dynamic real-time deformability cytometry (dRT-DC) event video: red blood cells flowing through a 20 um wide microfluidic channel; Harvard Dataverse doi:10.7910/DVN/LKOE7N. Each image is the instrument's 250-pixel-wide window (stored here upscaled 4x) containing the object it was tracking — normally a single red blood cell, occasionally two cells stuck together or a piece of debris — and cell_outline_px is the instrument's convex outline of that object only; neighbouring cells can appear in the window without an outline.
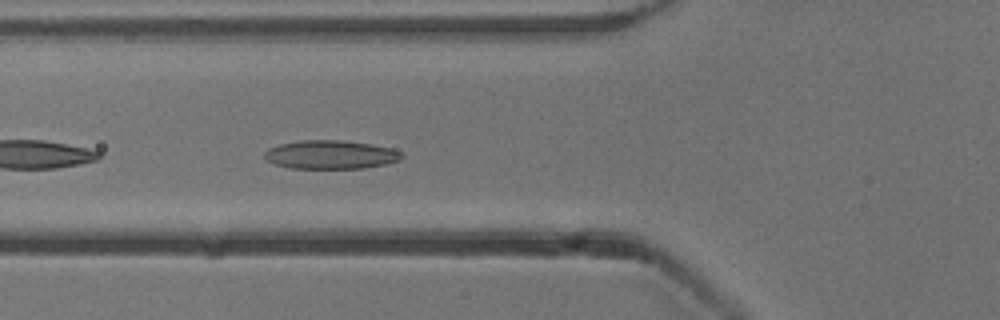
{"species": "common noctule bat (a hibernating species)", "species_latin": "Nyctalus noctula", "temperature_condition": "cold", "stored_images_in_passage": 38, "camera_frame_rate_fps": 3000, "um_per_image_px": 0.085, "animal": {"sex": "male", "body_mass_g": 13.3}, "frame": {"image": 1, "passage_image": 4, "time_ms": 1.0, "image_size_px": [1000, 320], "cell_outline_px": [[404, 156], [400, 160], [384, 164], [364, 168], [288, 168], [264, 160], [264, 152], [268, 148], [280, 144], [300, 140], [344, 140], [372, 144], [392, 148], [400, 152]], "centroid_in_image_um": [28.08, 13.14], "position_along_channel_um": 97.7, "area_um2": 23.0}}
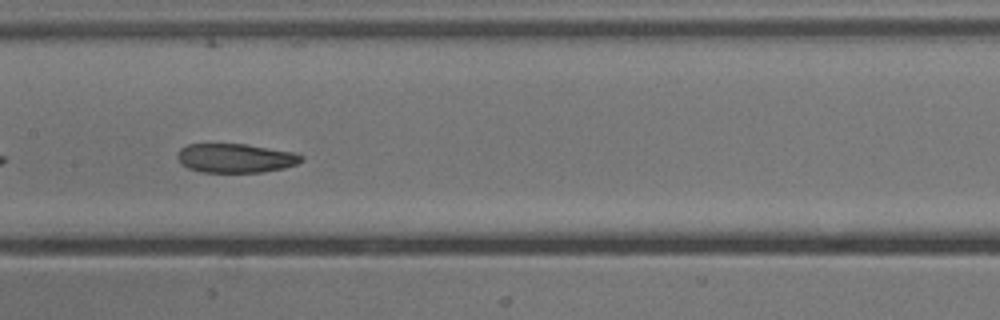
{"frame": {"image": 2, "passage_image": 11, "time_ms": 3.333, "image_size_px": [1000, 320], "cell_outline_px": [[304, 160], [296, 164], [284, 168], [264, 172], [200, 172], [188, 168], [180, 164], [176, 156], [180, 148], [188, 144], [248, 144], [296, 152], [304, 156]], "centroid_in_image_um": [20.03, 13.44], "position_along_channel_um": 187.4, "area_um2": 21.33}}
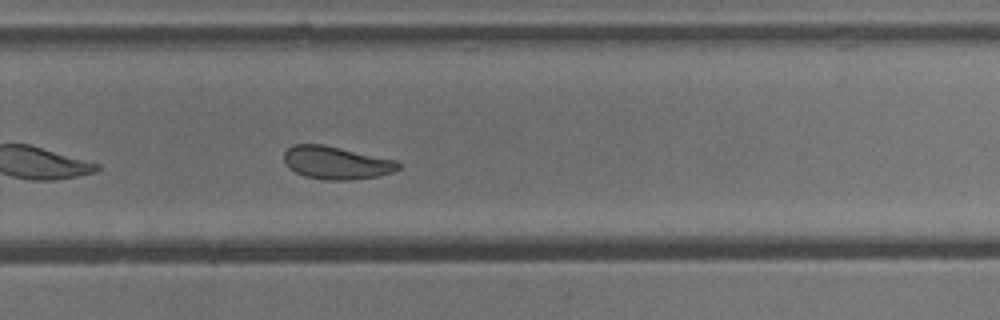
{"frame": {"image": 3, "passage_image": 20, "time_ms": 6.333, "image_size_px": [1000, 320], "cell_outline_px": [[400, 168], [392, 172], [376, 176], [348, 180], [324, 180], [304, 176], [288, 168], [284, 164], [284, 152], [292, 144], [324, 144], [396, 160], [400, 164]], "centroid_in_image_um": [28.54, 13.83], "position_along_channel_um": 301.3, "area_um2": 21.96}, "authors_computed_cell_mechanics": {"area_um2": 22.7732, "velocity_mm_per_s": 3.8013, "shape_relaxation_time_tau1_ms": 4.6432, "shape_relaxation_time_tau2_ms": 6.7169, "deformation_change_tau1": 0.1066, "deformation_change_tau2": 0.1176}}